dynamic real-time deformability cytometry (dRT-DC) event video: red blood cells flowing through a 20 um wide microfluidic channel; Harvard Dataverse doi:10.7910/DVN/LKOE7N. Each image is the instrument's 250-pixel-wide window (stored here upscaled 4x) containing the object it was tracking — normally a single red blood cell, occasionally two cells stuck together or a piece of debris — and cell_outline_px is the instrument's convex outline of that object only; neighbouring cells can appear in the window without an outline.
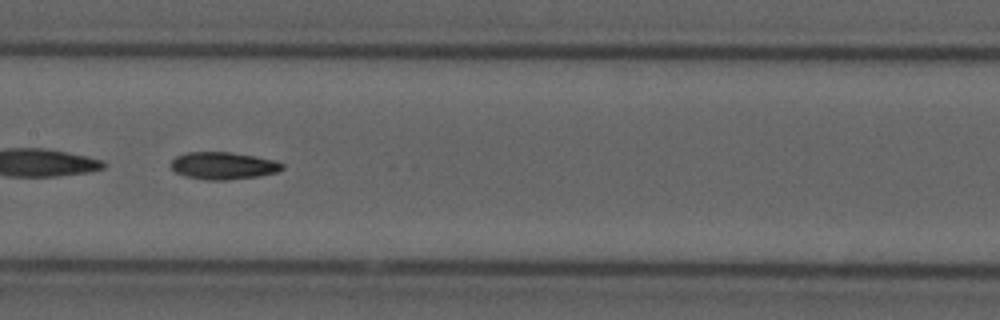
{"species": "common noctule bat (a hibernating species)", "species_latin": "Nyctalus noctula", "temperature_condition": "cold", "stored_images_in_passage": 36, "camera_frame_rate_fps": 3000, "um_per_image_px": 0.085, "animal": {"sex": "male", "forearm_length_mm": 52.5}, "frame": {"image": 1, "passage_image": 11, "time_ms": 3.333, "image_size_px": [1000, 320], "cell_outline_px": [[284, 168], [276, 172], [256, 176], [224, 180], [204, 180], [184, 176], [176, 172], [168, 164], [176, 156], [188, 152], [228, 152], [276, 160], [284, 164]], "centroid_in_image_um": [18.93, 14.08], "position_along_channel_um": 188.5, "area_um2": 17.63}}
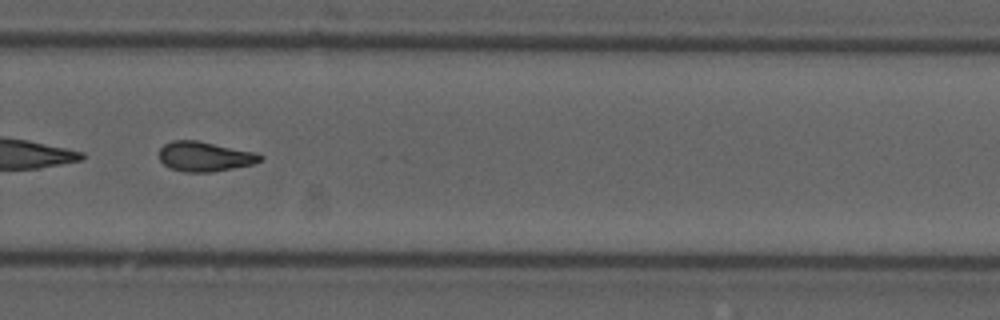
{"frame": {"image": 2, "passage_image": 21, "time_ms": 6.667, "image_size_px": [1000, 320], "cell_outline_px": [[264, 160], [252, 164], [212, 172], [184, 172], [168, 168], [160, 160], [160, 148], [164, 144], [172, 140], [196, 140], [256, 152], [264, 156]], "centroid_in_image_um": [17.41, 13.3], "position_along_channel_um": 312.4, "area_um2": 17.63}, "authors_computed_cell_mechanics": {"area_um2": 17.5712, "velocity_mm_per_s": 3.7444, "shape_relaxation_time_tau1_ms": 9.0191, "shape_relaxation_time_tau2_ms": 4.5388, "deformation_change_tau1": 0.2001, "deformation_change_tau2": 0.1297}}